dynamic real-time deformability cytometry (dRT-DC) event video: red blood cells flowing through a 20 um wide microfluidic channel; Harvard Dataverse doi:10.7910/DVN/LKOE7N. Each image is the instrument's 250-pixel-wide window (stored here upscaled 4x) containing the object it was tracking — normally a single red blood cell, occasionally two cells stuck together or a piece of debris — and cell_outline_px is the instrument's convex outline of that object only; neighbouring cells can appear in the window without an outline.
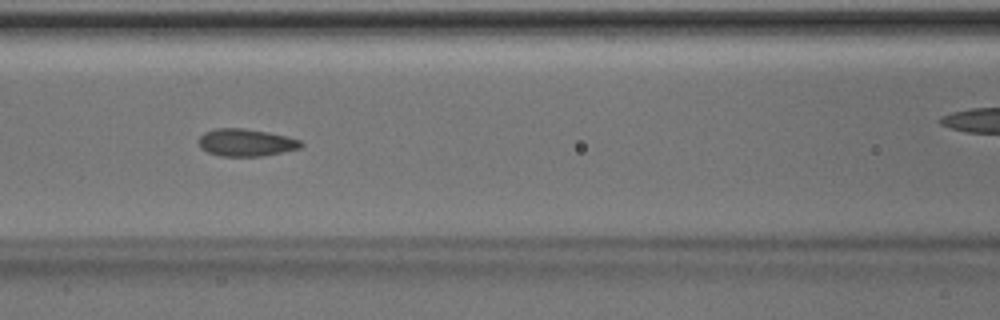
{"species": "Egyptian fruit bat (a non-hibernating species)", "species_latin": "Rousettus aegyptiacus", "temperature_condition": "room temperature", "stored_images_in_passage": 44, "camera_frame_rate_fps": 3000, "um_per_image_px": 0.085, "animal": {"sex": "male"}, "frame": {"image": 1, "passage_image": 15, "time_ms": 4.667, "image_size_px": [1000, 320], "cell_outline_px": [[304, 144], [300, 148], [264, 156], [220, 156], [208, 152], [200, 148], [196, 140], [204, 132], [216, 128], [244, 128], [268, 132], [288, 136], [300, 140]], "centroid_in_image_um": [20.88, 12.11], "position_along_channel_um": 145.7, "area_um2": 16.53}}
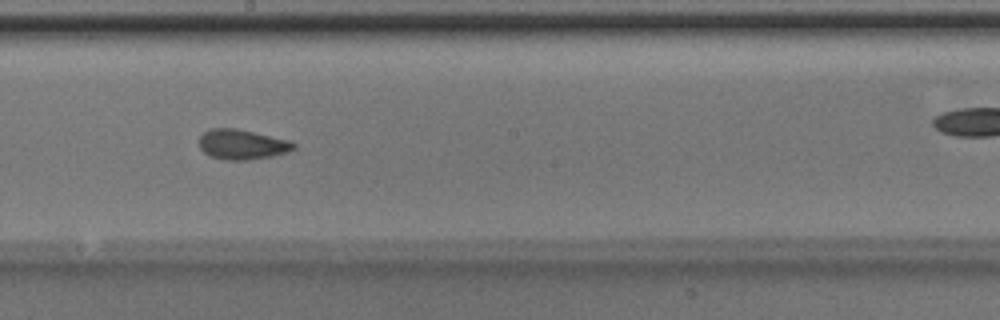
{"frame": {"image": 2, "passage_image": 21, "time_ms": 6.667, "image_size_px": [1000, 320], "cell_outline_px": [[296, 148], [288, 152], [272, 156], [248, 160], [224, 160], [208, 156], [200, 148], [200, 136], [208, 128], [236, 128], [288, 140], [296, 144]], "centroid_in_image_um": [20.56, 12.28], "position_along_channel_um": 227.6, "area_um2": 16.59}}
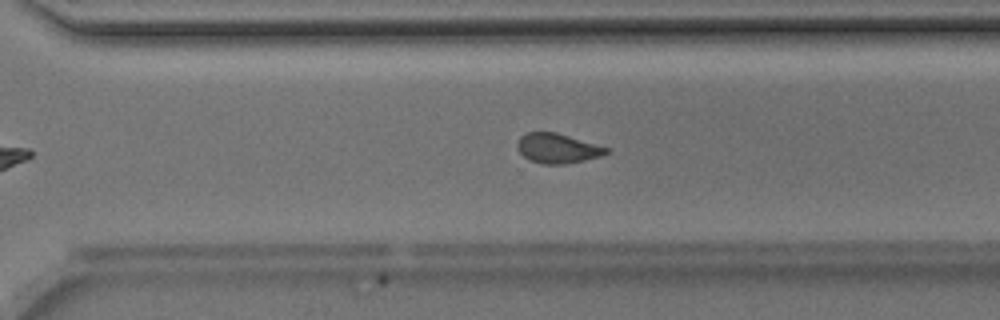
{"frame": {"image": 3, "passage_image": 28, "time_ms": 9.0, "image_size_px": [1000, 320], "cell_outline_px": [[612, 152], [600, 156], [584, 160], [564, 164], [544, 164], [528, 160], [516, 148], [516, 144], [520, 136], [528, 132], [556, 132], [608, 148]], "centroid_in_image_um": [47.36, 12.61], "position_along_channel_um": 323.2, "area_um2": 15.37}, "authors_computed_cell_mechanics": {"area_um2": 16.0106, "velocity_mm_per_s": 4.1089, "shape_relaxation_time_tau1_ms": null, "shape_relaxation_time_tau2_ms": 1.7457, "deformation_change_tau1": null, "deformation_change_tau2": 0.0795}}